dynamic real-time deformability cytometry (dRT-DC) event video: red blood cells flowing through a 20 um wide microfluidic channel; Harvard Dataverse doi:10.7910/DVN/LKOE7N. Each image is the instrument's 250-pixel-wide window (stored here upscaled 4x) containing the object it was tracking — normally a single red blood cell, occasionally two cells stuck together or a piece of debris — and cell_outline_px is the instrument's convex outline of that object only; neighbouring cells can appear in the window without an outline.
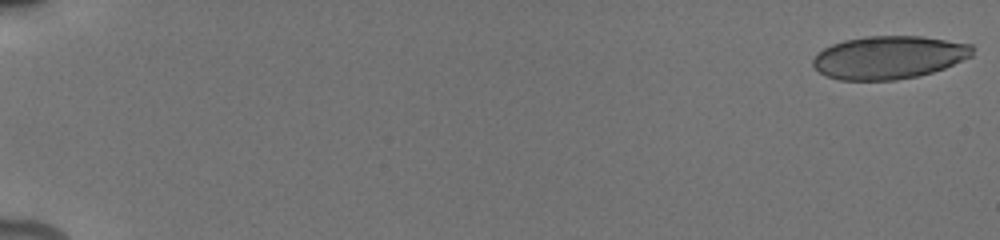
{"species": "human", "species_latin": "Homo sapiens", "temperature_condition": "cold", "stored_images_in_passage": 62, "camera_frame_rate_fps": 3000, "um_per_image_px": 0.085, "donor": {"sex": "male"}, "frame": {"image": 1, "passage_image": 1, "time_ms": 0.0, "image_size_px": [1000, 240], "cell_outline_px": [[976, 48], [972, 56], [944, 68], [932, 72], [916, 76], [896, 80], [840, 80], [824, 76], [812, 64], [812, 60], [824, 48], [832, 44], [844, 40], [864, 36], [920, 36], [972, 44]], "centroid_in_image_um": [75.56, 4.87], "position_along_channel_um": 9.4, "area_um2": 40.0}}
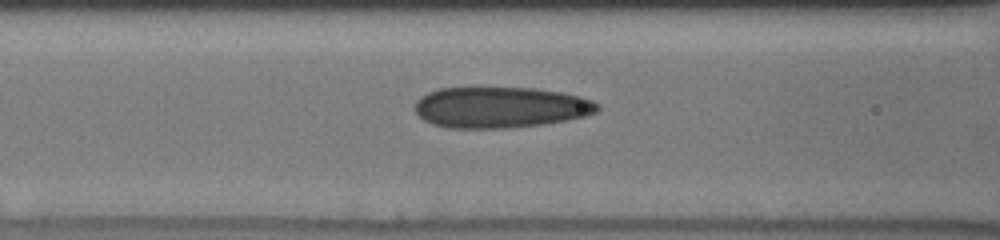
{"frame": {"image": 2, "passage_image": 32, "time_ms": 8.0, "image_size_px": [1000, 240], "cell_outline_px": [[600, 108], [596, 112], [584, 116], [568, 120], [544, 124], [504, 128], [444, 128], [432, 124], [424, 120], [416, 112], [416, 100], [420, 96], [428, 92], [440, 88], [532, 88], [560, 92], [580, 96], [592, 100], [600, 104]], "centroid_in_image_um": [42.54, 9.13], "position_along_channel_um": 124.1, "area_um2": 43.7}}
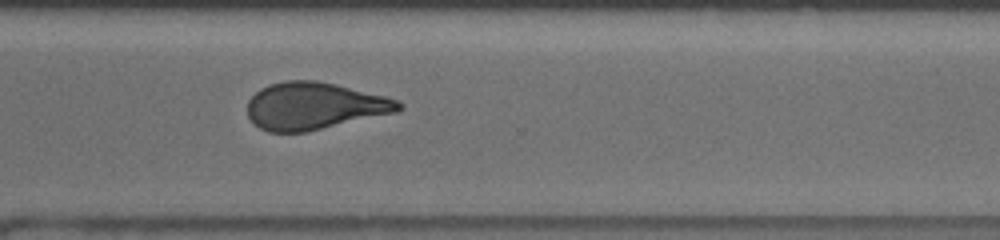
{"frame": {"image": 3, "passage_image": 48, "time_ms": 13.667, "image_size_px": [1000, 240], "cell_outline_px": [[404, 108], [396, 112], [304, 132], [268, 132], [260, 128], [248, 116], [248, 100], [260, 88], [268, 84], [284, 80], [316, 80], [336, 84], [384, 96], [396, 100], [404, 104]], "centroid_in_image_um": [26.7, 8.99], "position_along_channel_um": 343.9, "area_um2": 41.33}, "authors_computed_cell_mechanics": {"area_um2": 41.9917, "velocity_mm_per_s": 3.8876, "shape_relaxation_time_tau1_ms": 10.0206, "shape_relaxation_time_tau2_ms": 1.5036, "deformation_change_tau1": 0.2316, "deformation_change_tau2": 0.1018}}